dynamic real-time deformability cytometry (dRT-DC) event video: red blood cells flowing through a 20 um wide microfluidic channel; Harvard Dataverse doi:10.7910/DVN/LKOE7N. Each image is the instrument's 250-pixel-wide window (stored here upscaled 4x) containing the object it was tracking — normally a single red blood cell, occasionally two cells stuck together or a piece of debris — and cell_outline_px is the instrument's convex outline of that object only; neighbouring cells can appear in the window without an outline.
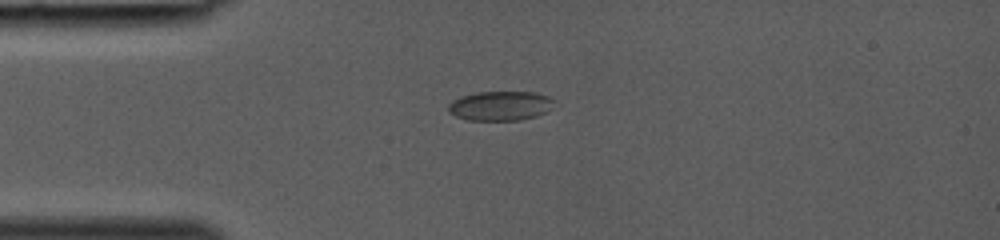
{"species": "common noctule bat (a hibernating species)", "species_latin": "Nyctalus noctula", "temperature_condition": "room temperature", "stored_images_in_passage": 24, "camera_frame_rate_fps": 3000, "um_per_image_px": 0.085, "animal": {"sex": "female", "body_mass_g": 19.0, "forearm_length_mm": 53.3}, "frame": {"image": 1, "passage_image": 1, "time_ms": 0.0, "image_size_px": [1000, 240], "cell_outline_px": [[556, 100], [552, 108], [548, 112], [536, 116], [520, 120], [468, 120], [456, 116], [448, 112], [448, 104], [452, 100], [460, 96], [476, 92], [536, 92], [548, 96]], "centroid_in_image_um": [42.55, 8.99], "position_along_channel_um": 42.5, "area_um2": 18.44}}
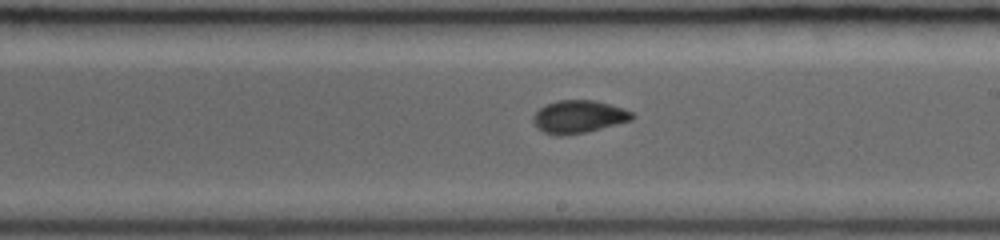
{"frame": {"image": 2, "passage_image": 14, "time_ms": 4.333, "image_size_px": [1000, 240], "cell_outline_px": [[636, 116], [632, 120], [584, 132], [560, 136], [556, 136], [544, 132], [536, 128], [532, 120], [532, 116], [540, 108], [556, 100], [596, 100], [624, 108], [632, 112]], "centroid_in_image_um": [49.18, 9.91], "position_along_channel_um": 239.8, "area_um2": 18.9}}
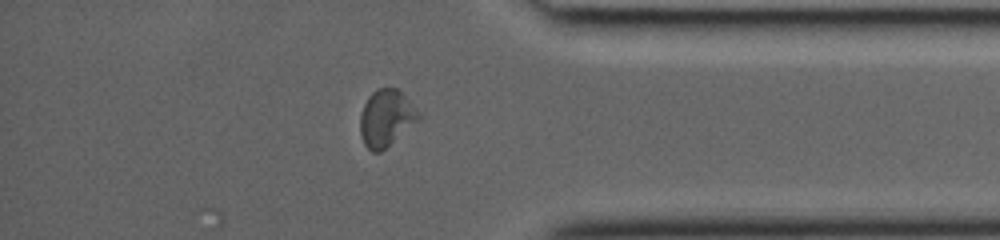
{"frame": {"image": 3, "passage_image": 24, "time_ms": 7.667, "image_size_px": [1000, 240], "cell_outline_px": [[420, 120], [380, 152], [372, 152], [364, 144], [360, 136], [360, 116], [364, 104], [368, 96], [376, 88], [396, 88], [420, 112]], "centroid_in_image_um": [32.81, 10.04], "position_along_channel_um": 402.4, "area_um2": 19.25}}